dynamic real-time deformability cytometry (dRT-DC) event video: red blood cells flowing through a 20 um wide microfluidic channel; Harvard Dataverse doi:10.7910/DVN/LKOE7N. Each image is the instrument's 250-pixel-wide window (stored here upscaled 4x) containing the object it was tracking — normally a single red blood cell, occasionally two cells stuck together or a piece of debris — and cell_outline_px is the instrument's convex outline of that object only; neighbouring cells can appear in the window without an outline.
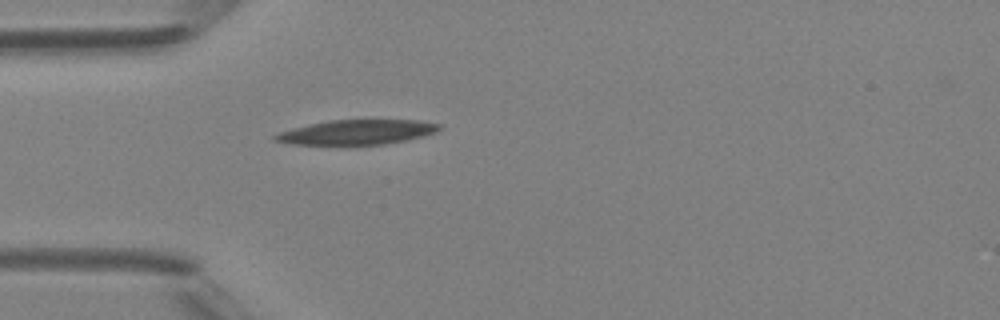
{"species": "Egyptian fruit bat (a non-hibernating species)", "species_latin": "Rousettus aegyptiacus", "temperature_condition": "room temperature", "stored_images_in_passage": 6, "camera_frame_rate_fps": 3000, "um_per_image_px": 0.085, "animal": {"sex": "female"}, "frame": {"image": 1, "passage_image": 6, "time_ms": 5.667, "image_size_px": [1000, 320], "cell_outline_px": [[440, 128], [436, 132], [424, 136], [408, 140], [384, 144], [292, 144], [272, 140], [272, 136], [280, 132], [292, 128], [308, 124], [328, 120], [420, 120], [440, 124]], "centroid_in_image_um": [30.34, 11.23], "position_along_channel_um": 54.7, "area_um2": 23.58}}